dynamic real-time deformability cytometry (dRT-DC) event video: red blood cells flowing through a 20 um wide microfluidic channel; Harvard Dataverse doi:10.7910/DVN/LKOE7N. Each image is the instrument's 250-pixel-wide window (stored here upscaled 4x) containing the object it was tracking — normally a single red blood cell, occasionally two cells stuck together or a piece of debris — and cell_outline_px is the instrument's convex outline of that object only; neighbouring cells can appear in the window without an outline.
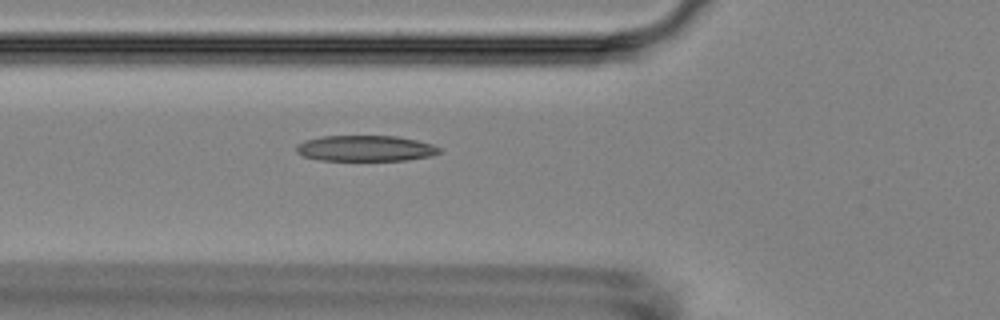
{"species": "Egyptian fruit bat (a non-hibernating species)", "species_latin": "Rousettus aegyptiacus", "temperature_condition": "room temperature", "stored_images_in_passage": 3, "camera_frame_rate_fps": 3000, "um_per_image_px": 0.085, "animal": {"sex": "female"}, "frame": {"image": 1, "passage_image": 3, "time_ms": 2.333, "image_size_px": [1000, 320], "cell_outline_px": [[440, 152], [432, 156], [408, 160], [320, 160], [304, 156], [296, 152], [296, 144], [304, 140], [320, 136], [396, 136], [416, 140], [432, 144], [440, 148]], "centroid_in_image_um": [31.05, 12.61], "position_along_channel_um": 94.8, "area_um2": 21.56}}